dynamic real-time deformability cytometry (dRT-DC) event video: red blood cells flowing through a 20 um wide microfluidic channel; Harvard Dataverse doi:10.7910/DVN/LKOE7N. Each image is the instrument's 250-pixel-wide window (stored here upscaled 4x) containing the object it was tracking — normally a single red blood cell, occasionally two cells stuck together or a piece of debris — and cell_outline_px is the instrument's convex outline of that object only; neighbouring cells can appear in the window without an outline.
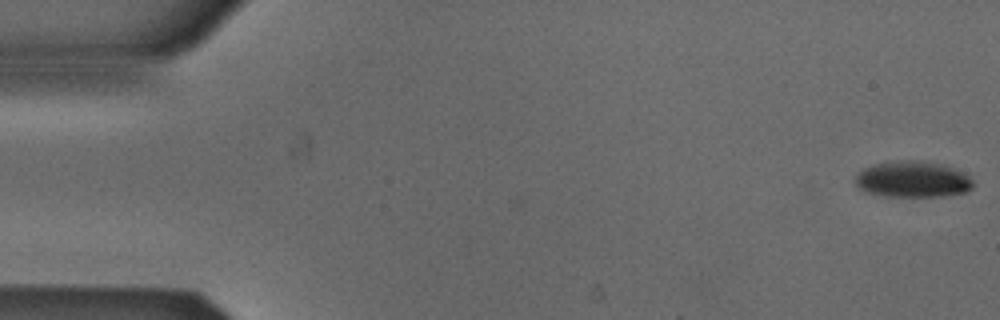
{"species": "Egyptian fruit bat (a non-hibernating species)", "species_latin": "Rousettus aegyptiacus", "temperature_condition": "cold", "stored_images_in_passage": 53, "camera_frame_rate_fps": 3000, "um_per_image_px": 0.085, "animal": {"sex": "male"}, "frame": {"image": 1, "passage_image": 1, "time_ms": 0.0, "image_size_px": [1000, 320], "cell_outline_px": [[972, 188], [968, 192], [948, 196], [884, 196], [868, 192], [860, 188], [856, 184], [856, 172], [872, 164], [908, 160], [920, 160], [944, 164], [964, 172], [972, 180]], "centroid_in_image_um": [77.61, 15.24], "position_along_channel_um": 7.4, "area_um2": 24.97}}
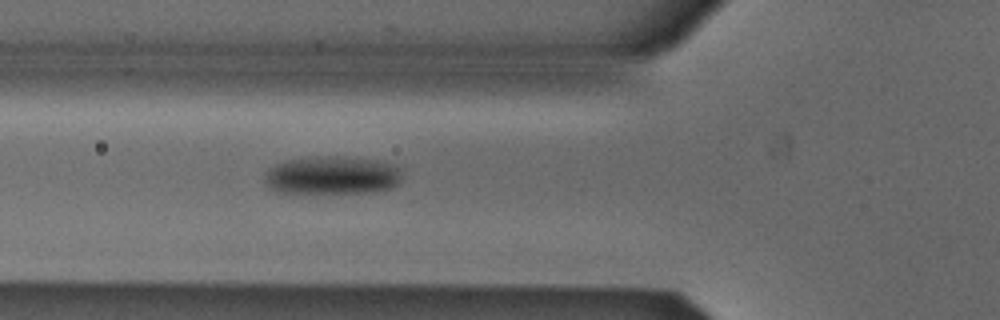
{"frame": {"image": 2, "passage_image": 19, "time_ms": 6.0, "image_size_px": [1000, 320], "cell_outline_px": [[400, 184], [392, 188], [372, 192], [280, 192], [264, 184], [264, 172], [272, 164], [304, 156], [344, 156], [380, 160], [392, 164], [400, 168]], "centroid_in_image_um": [28.21, 14.87], "position_along_channel_um": 97.6, "area_um2": 31.04}}
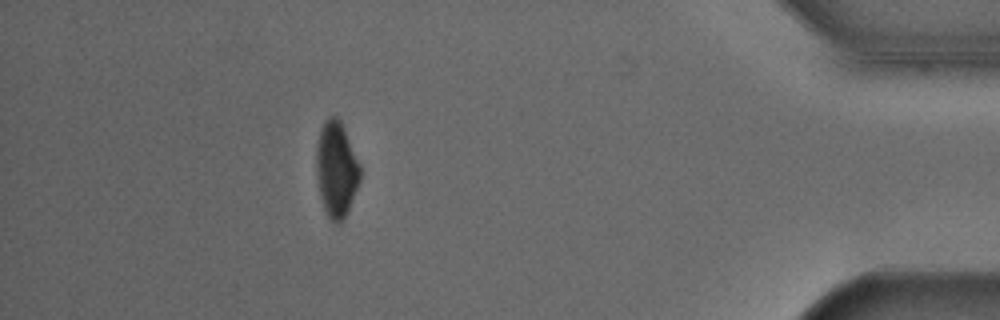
{"frame": {"image": 3, "passage_image": 47, "time_ms": 15.333, "image_size_px": [1000, 320], "cell_outline_px": [[360, 180], [348, 212], [340, 224], [336, 224], [328, 220], [320, 196], [316, 176], [316, 148], [320, 128], [324, 120], [328, 116], [336, 116], [340, 120], [344, 128], [360, 164]], "centroid_in_image_um": [28.58, 14.41], "position_along_channel_um": 406.6, "area_um2": 24.74}, "authors_computed_cell_mechanics": {"area_um2": 27.8018, "velocity_mm_per_s": 3.8919, "shape_relaxation_time_tau1_ms": 3.0288, "shape_relaxation_time_tau2_ms": null, "deformation_change_tau1": 0.0916, "deformation_change_tau2": null}}